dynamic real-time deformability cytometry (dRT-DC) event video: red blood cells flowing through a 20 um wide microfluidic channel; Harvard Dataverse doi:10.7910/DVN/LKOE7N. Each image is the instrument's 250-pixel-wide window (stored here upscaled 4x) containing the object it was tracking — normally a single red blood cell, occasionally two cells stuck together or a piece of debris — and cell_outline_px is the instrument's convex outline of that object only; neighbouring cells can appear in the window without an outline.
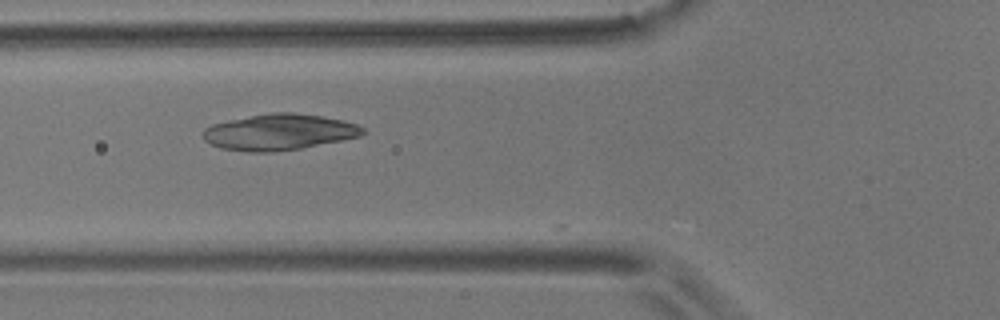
{"species": "common noctule bat (a hibernating species)", "species_latin": "Nyctalus noctula", "temperature_condition": "room temperature", "stored_images_in_passage": 17, "camera_frame_rate_fps": 3000, "um_per_image_px": 0.085, "animal": {"sex": "male", "body_mass_g": 17.9}, "frame": {"image": 1, "passage_image": 13, "time_ms": 4.0, "image_size_px": [1000, 320], "cell_outline_px": [[368, 132], [360, 136], [300, 148], [272, 152], [248, 152], [220, 148], [204, 140], [204, 128], [212, 124], [228, 120], [272, 112], [292, 112], [320, 116], [344, 120], [356, 124], [364, 128]], "centroid_in_image_um": [23.73, 11.22], "position_along_channel_um": 102.1, "area_um2": 33.41}}
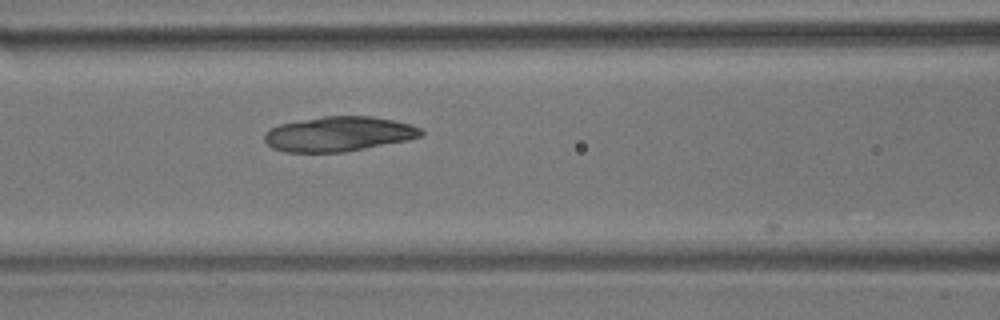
{"frame": {"image": 2, "passage_image": 16, "time_ms": 5.0, "image_size_px": [1000, 320], "cell_outline_px": [[424, 136], [408, 140], [344, 152], [284, 152], [272, 148], [264, 140], [264, 132], [268, 128], [280, 124], [324, 116], [372, 116], [412, 124], [420, 128], [424, 132]], "centroid_in_image_um": [28.79, 11.39], "position_along_channel_um": 137.8, "area_um2": 31.91}}